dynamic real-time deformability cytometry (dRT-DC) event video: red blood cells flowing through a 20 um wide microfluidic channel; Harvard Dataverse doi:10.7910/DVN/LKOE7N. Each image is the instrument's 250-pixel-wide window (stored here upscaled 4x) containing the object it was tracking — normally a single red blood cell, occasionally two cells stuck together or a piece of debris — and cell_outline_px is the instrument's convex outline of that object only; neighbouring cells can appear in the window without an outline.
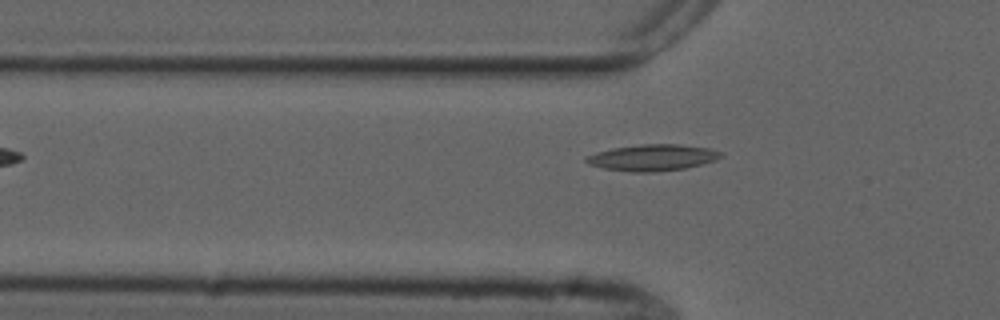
{"species": "common noctule bat (a hibernating species)", "species_latin": "Nyctalus noctula", "temperature_condition": "cold", "stored_images_in_passage": 35, "camera_frame_rate_fps": 3000, "um_per_image_px": 0.085, "animal": {"sex": "male", "forearm_length_mm": 52.5}, "frame": {"image": 1, "passage_image": 3, "time_ms": 0.667, "image_size_px": [1000, 320], "cell_outline_px": [[724, 156], [716, 160], [684, 168], [656, 172], [632, 172], [604, 168], [588, 164], [584, 160], [584, 156], [596, 152], [612, 148], [640, 144], [680, 144], [712, 148], [724, 152]], "centroid_in_image_um": [55.48, 13.38], "position_along_channel_um": 70.3, "area_um2": 20.92}}
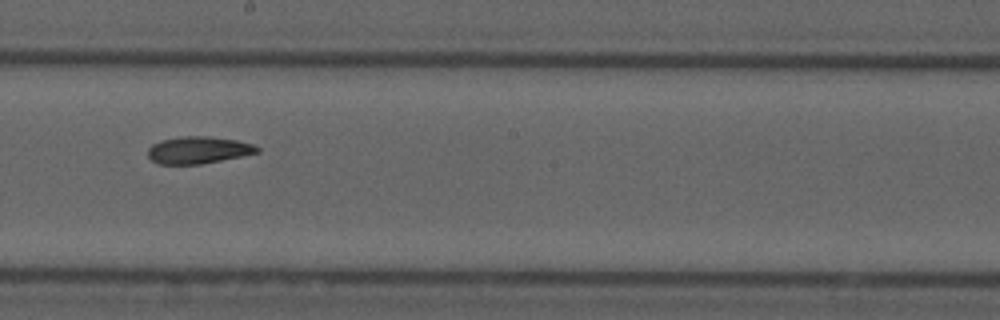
{"frame": {"image": 2, "passage_image": 16, "time_ms": 5.0, "image_size_px": [1000, 320], "cell_outline_px": [[260, 152], [200, 164], [160, 164], [152, 160], [148, 156], [148, 148], [152, 144], [160, 140], [180, 136], [208, 136], [236, 140], [252, 144], [260, 148]], "centroid_in_image_um": [16.83, 12.74], "position_along_channel_um": 231.4, "area_um2": 17.17}}
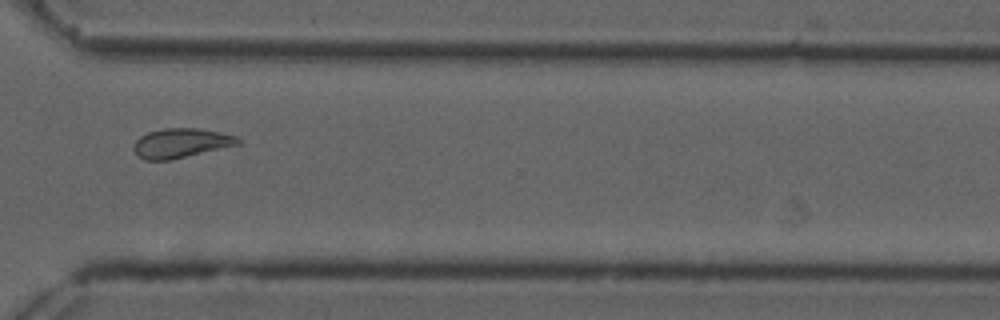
{"frame": {"image": 3, "passage_image": 26, "time_ms": 8.333, "image_size_px": [1000, 320], "cell_outline_px": [[240, 144], [168, 160], [144, 160], [132, 148], [136, 140], [140, 136], [148, 132], [164, 128], [200, 128], [220, 132], [236, 136], [240, 140]], "centroid_in_image_um": [15.37, 12.15], "position_along_channel_um": 355.2, "area_um2": 17.69}, "authors_computed_cell_mechanics": {"area_um2": 17.6868, "velocity_mm_per_s": 3.7163, "shape_relaxation_time_tau1_ms": null, "shape_relaxation_time_tau2_ms": 7.2997, "deformation_change_tau1": null, "deformation_change_tau2": 0.1471}}